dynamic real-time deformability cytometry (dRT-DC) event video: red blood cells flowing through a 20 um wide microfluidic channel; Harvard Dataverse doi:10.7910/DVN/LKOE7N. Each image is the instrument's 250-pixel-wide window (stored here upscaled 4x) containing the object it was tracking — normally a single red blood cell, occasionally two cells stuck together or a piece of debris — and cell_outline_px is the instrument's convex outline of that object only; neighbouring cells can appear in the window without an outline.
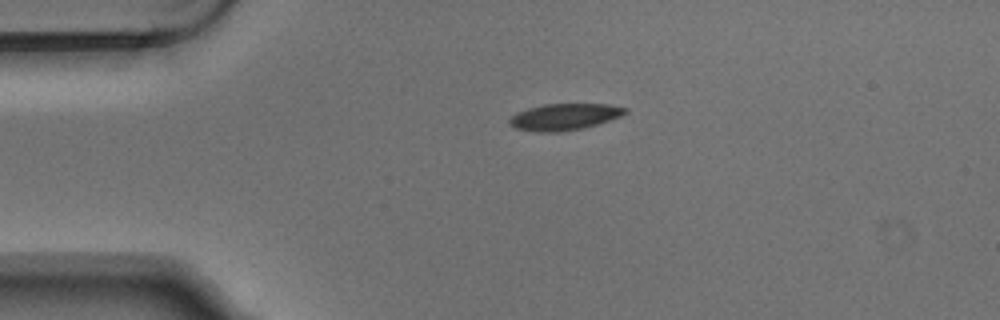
{"species": "Egyptian fruit bat (a non-hibernating species)", "species_latin": "Rousettus aegyptiacus", "temperature_condition": "warm", "stored_images_in_passage": 2, "camera_frame_rate_fps": 3000, "um_per_image_px": 0.085, "animal": {"sex": "male"}, "frame": {"image": 1, "passage_image": 1, "time_ms": 0.0, "image_size_px": [1000, 320], "cell_outline_px": [[628, 112], [620, 116], [584, 128], [560, 132], [536, 132], [516, 128], [508, 124], [508, 120], [516, 112], [528, 108], [544, 104], [608, 104], [628, 108]], "centroid_in_image_um": [47.95, 9.93], "position_along_channel_um": 37.1, "area_um2": 17.92}}
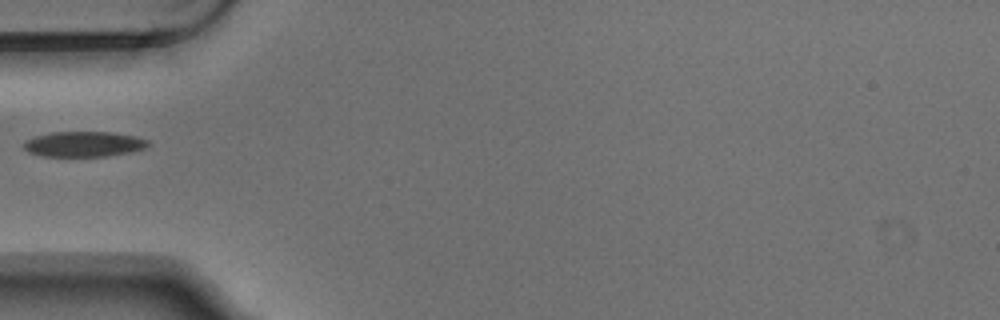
{"frame": {"image": 2, "passage_image": 2, "time_ms": 0.333, "image_size_px": [1000, 320], "cell_outline_px": [[148, 144], [144, 148], [132, 152], [104, 156], [44, 156], [28, 152], [24, 148], [24, 144], [28, 140], [36, 136], [52, 132], [112, 132], [136, 136], [148, 140]], "centroid_in_image_um": [7.15, 12.24], "position_along_channel_um": 77.9, "area_um2": 18.15}}